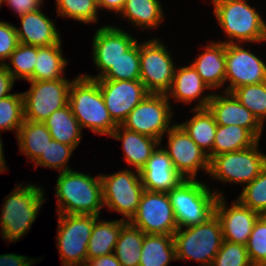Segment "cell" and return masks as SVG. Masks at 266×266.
<instances>
[{
  "label": "cell",
  "mask_w": 266,
  "mask_h": 266,
  "mask_svg": "<svg viewBox=\"0 0 266 266\" xmlns=\"http://www.w3.org/2000/svg\"><path fill=\"white\" fill-rule=\"evenodd\" d=\"M58 214L100 216L103 204L102 181L75 170L60 172L56 181Z\"/></svg>",
  "instance_id": "6da1fadb"
},
{
  "label": "cell",
  "mask_w": 266,
  "mask_h": 266,
  "mask_svg": "<svg viewBox=\"0 0 266 266\" xmlns=\"http://www.w3.org/2000/svg\"><path fill=\"white\" fill-rule=\"evenodd\" d=\"M68 105L81 128L99 135H110L118 126L110 117L96 80L79 75L69 88Z\"/></svg>",
  "instance_id": "7a4b0ae2"
},
{
  "label": "cell",
  "mask_w": 266,
  "mask_h": 266,
  "mask_svg": "<svg viewBox=\"0 0 266 266\" xmlns=\"http://www.w3.org/2000/svg\"><path fill=\"white\" fill-rule=\"evenodd\" d=\"M214 15L228 36L225 44L266 41V21L247 0H211ZM235 39V40H234ZM236 41V42H235Z\"/></svg>",
  "instance_id": "3957f363"
},
{
  "label": "cell",
  "mask_w": 266,
  "mask_h": 266,
  "mask_svg": "<svg viewBox=\"0 0 266 266\" xmlns=\"http://www.w3.org/2000/svg\"><path fill=\"white\" fill-rule=\"evenodd\" d=\"M44 192L36 184H19L7 195L0 215L2 239L14 242L28 233L44 203Z\"/></svg>",
  "instance_id": "277c9868"
},
{
  "label": "cell",
  "mask_w": 266,
  "mask_h": 266,
  "mask_svg": "<svg viewBox=\"0 0 266 266\" xmlns=\"http://www.w3.org/2000/svg\"><path fill=\"white\" fill-rule=\"evenodd\" d=\"M206 185L198 179H184L167 193L178 228L198 225L214 214L216 199L222 192L210 191Z\"/></svg>",
  "instance_id": "5b68a950"
},
{
  "label": "cell",
  "mask_w": 266,
  "mask_h": 266,
  "mask_svg": "<svg viewBox=\"0 0 266 266\" xmlns=\"http://www.w3.org/2000/svg\"><path fill=\"white\" fill-rule=\"evenodd\" d=\"M176 260H195L211 266L224 241L221 223L215 213L198 225L178 228L173 234Z\"/></svg>",
  "instance_id": "8992f818"
},
{
  "label": "cell",
  "mask_w": 266,
  "mask_h": 266,
  "mask_svg": "<svg viewBox=\"0 0 266 266\" xmlns=\"http://www.w3.org/2000/svg\"><path fill=\"white\" fill-rule=\"evenodd\" d=\"M57 247L62 266H76L87 262V245L96 215L57 214Z\"/></svg>",
  "instance_id": "52a82bcc"
},
{
  "label": "cell",
  "mask_w": 266,
  "mask_h": 266,
  "mask_svg": "<svg viewBox=\"0 0 266 266\" xmlns=\"http://www.w3.org/2000/svg\"><path fill=\"white\" fill-rule=\"evenodd\" d=\"M259 141L246 149L223 153L209 160L208 175L213 180L240 183L244 187L266 167V154L258 150Z\"/></svg>",
  "instance_id": "ba28073f"
},
{
  "label": "cell",
  "mask_w": 266,
  "mask_h": 266,
  "mask_svg": "<svg viewBox=\"0 0 266 266\" xmlns=\"http://www.w3.org/2000/svg\"><path fill=\"white\" fill-rule=\"evenodd\" d=\"M173 111L163 93H148L128 114L121 126L127 130L153 137L162 143L165 132L172 127Z\"/></svg>",
  "instance_id": "9c48e42d"
},
{
  "label": "cell",
  "mask_w": 266,
  "mask_h": 266,
  "mask_svg": "<svg viewBox=\"0 0 266 266\" xmlns=\"http://www.w3.org/2000/svg\"><path fill=\"white\" fill-rule=\"evenodd\" d=\"M100 178L104 207L124 215L122 219L129 222L136 214L144 192L139 171L124 169L110 175L101 174Z\"/></svg>",
  "instance_id": "30bf717a"
},
{
  "label": "cell",
  "mask_w": 266,
  "mask_h": 266,
  "mask_svg": "<svg viewBox=\"0 0 266 266\" xmlns=\"http://www.w3.org/2000/svg\"><path fill=\"white\" fill-rule=\"evenodd\" d=\"M140 81L149 93L166 94L175 74L173 59L165 44L155 38L139 43Z\"/></svg>",
  "instance_id": "8fae6325"
},
{
  "label": "cell",
  "mask_w": 266,
  "mask_h": 266,
  "mask_svg": "<svg viewBox=\"0 0 266 266\" xmlns=\"http://www.w3.org/2000/svg\"><path fill=\"white\" fill-rule=\"evenodd\" d=\"M28 82L30 89L22 93L25 120L43 123L54 111L68 104L72 81L67 78Z\"/></svg>",
  "instance_id": "7c38bea8"
},
{
  "label": "cell",
  "mask_w": 266,
  "mask_h": 266,
  "mask_svg": "<svg viewBox=\"0 0 266 266\" xmlns=\"http://www.w3.org/2000/svg\"><path fill=\"white\" fill-rule=\"evenodd\" d=\"M129 222L145 234L173 235L178 229L167 193L144 190L138 210Z\"/></svg>",
  "instance_id": "4fadbf2b"
},
{
  "label": "cell",
  "mask_w": 266,
  "mask_h": 266,
  "mask_svg": "<svg viewBox=\"0 0 266 266\" xmlns=\"http://www.w3.org/2000/svg\"><path fill=\"white\" fill-rule=\"evenodd\" d=\"M167 135V148H163L173 162L174 168L185 179H196L199 169L209 172L208 155L191 139L177 123L172 124Z\"/></svg>",
  "instance_id": "5bb4252c"
},
{
  "label": "cell",
  "mask_w": 266,
  "mask_h": 266,
  "mask_svg": "<svg viewBox=\"0 0 266 266\" xmlns=\"http://www.w3.org/2000/svg\"><path fill=\"white\" fill-rule=\"evenodd\" d=\"M240 44H225L226 76L228 87L224 92L249 84L266 81L265 62Z\"/></svg>",
  "instance_id": "9a60e30c"
},
{
  "label": "cell",
  "mask_w": 266,
  "mask_h": 266,
  "mask_svg": "<svg viewBox=\"0 0 266 266\" xmlns=\"http://www.w3.org/2000/svg\"><path fill=\"white\" fill-rule=\"evenodd\" d=\"M92 42L93 63L100 72L95 77L89 74L83 76L96 80L102 78L138 40L119 27L104 25L97 29Z\"/></svg>",
  "instance_id": "2e32d148"
},
{
  "label": "cell",
  "mask_w": 266,
  "mask_h": 266,
  "mask_svg": "<svg viewBox=\"0 0 266 266\" xmlns=\"http://www.w3.org/2000/svg\"><path fill=\"white\" fill-rule=\"evenodd\" d=\"M112 120L121 125L149 93L140 80H96Z\"/></svg>",
  "instance_id": "e0dca14e"
},
{
  "label": "cell",
  "mask_w": 266,
  "mask_h": 266,
  "mask_svg": "<svg viewBox=\"0 0 266 266\" xmlns=\"http://www.w3.org/2000/svg\"><path fill=\"white\" fill-rule=\"evenodd\" d=\"M225 199L224 195L218 196L214 208V213L221 223L223 239L246 245L260 214L244 206L238 199L227 209Z\"/></svg>",
  "instance_id": "ac0fdd59"
},
{
  "label": "cell",
  "mask_w": 266,
  "mask_h": 266,
  "mask_svg": "<svg viewBox=\"0 0 266 266\" xmlns=\"http://www.w3.org/2000/svg\"><path fill=\"white\" fill-rule=\"evenodd\" d=\"M222 94L213 92L207 106L213 114L217 125L244 127L260 140L263 125L232 93L223 91Z\"/></svg>",
  "instance_id": "d6986e66"
},
{
  "label": "cell",
  "mask_w": 266,
  "mask_h": 266,
  "mask_svg": "<svg viewBox=\"0 0 266 266\" xmlns=\"http://www.w3.org/2000/svg\"><path fill=\"white\" fill-rule=\"evenodd\" d=\"M144 190L168 193L185 178L174 168L168 153L161 144L139 171Z\"/></svg>",
  "instance_id": "ffe728a7"
},
{
  "label": "cell",
  "mask_w": 266,
  "mask_h": 266,
  "mask_svg": "<svg viewBox=\"0 0 266 266\" xmlns=\"http://www.w3.org/2000/svg\"><path fill=\"white\" fill-rule=\"evenodd\" d=\"M205 90H210V87L190 64L176 68L172 87L166 95L169 100L172 97L175 101H182L185 104L197 99L198 105L193 108H207L213 93L203 96Z\"/></svg>",
  "instance_id": "44dd1931"
},
{
  "label": "cell",
  "mask_w": 266,
  "mask_h": 266,
  "mask_svg": "<svg viewBox=\"0 0 266 266\" xmlns=\"http://www.w3.org/2000/svg\"><path fill=\"white\" fill-rule=\"evenodd\" d=\"M21 28L16 27L18 41L36 47L50 46L61 41L60 33L50 18L41 9L19 17Z\"/></svg>",
  "instance_id": "7402d4cb"
},
{
  "label": "cell",
  "mask_w": 266,
  "mask_h": 266,
  "mask_svg": "<svg viewBox=\"0 0 266 266\" xmlns=\"http://www.w3.org/2000/svg\"><path fill=\"white\" fill-rule=\"evenodd\" d=\"M191 65L210 89L221 88L226 76L225 43L207 44Z\"/></svg>",
  "instance_id": "603a6c76"
},
{
  "label": "cell",
  "mask_w": 266,
  "mask_h": 266,
  "mask_svg": "<svg viewBox=\"0 0 266 266\" xmlns=\"http://www.w3.org/2000/svg\"><path fill=\"white\" fill-rule=\"evenodd\" d=\"M111 137L122 141V148L125 153V161L140 171L152 153L161 144L159 140L134 131H130L118 125Z\"/></svg>",
  "instance_id": "cb8c5ba5"
},
{
  "label": "cell",
  "mask_w": 266,
  "mask_h": 266,
  "mask_svg": "<svg viewBox=\"0 0 266 266\" xmlns=\"http://www.w3.org/2000/svg\"><path fill=\"white\" fill-rule=\"evenodd\" d=\"M127 220L117 219L103 221L99 218L95 221L92 234L87 245V262L100 256L113 253L115 244Z\"/></svg>",
  "instance_id": "d4e9b609"
},
{
  "label": "cell",
  "mask_w": 266,
  "mask_h": 266,
  "mask_svg": "<svg viewBox=\"0 0 266 266\" xmlns=\"http://www.w3.org/2000/svg\"><path fill=\"white\" fill-rule=\"evenodd\" d=\"M193 117L179 125L191 137V139L212 158V148L215 140L217 123L208 108H192Z\"/></svg>",
  "instance_id": "484cf974"
},
{
  "label": "cell",
  "mask_w": 266,
  "mask_h": 266,
  "mask_svg": "<svg viewBox=\"0 0 266 266\" xmlns=\"http://www.w3.org/2000/svg\"><path fill=\"white\" fill-rule=\"evenodd\" d=\"M53 140L72 146L79 145L82 131L78 120L72 114L70 106L54 111L44 122Z\"/></svg>",
  "instance_id": "4316f807"
},
{
  "label": "cell",
  "mask_w": 266,
  "mask_h": 266,
  "mask_svg": "<svg viewBox=\"0 0 266 266\" xmlns=\"http://www.w3.org/2000/svg\"><path fill=\"white\" fill-rule=\"evenodd\" d=\"M62 40L59 43L37 47V57L32 77L28 81H48L64 78L67 59L63 57Z\"/></svg>",
  "instance_id": "83f0119b"
},
{
  "label": "cell",
  "mask_w": 266,
  "mask_h": 266,
  "mask_svg": "<svg viewBox=\"0 0 266 266\" xmlns=\"http://www.w3.org/2000/svg\"><path fill=\"white\" fill-rule=\"evenodd\" d=\"M176 260L173 235L145 234L139 266H168Z\"/></svg>",
  "instance_id": "f1b7e54d"
},
{
  "label": "cell",
  "mask_w": 266,
  "mask_h": 266,
  "mask_svg": "<svg viewBox=\"0 0 266 266\" xmlns=\"http://www.w3.org/2000/svg\"><path fill=\"white\" fill-rule=\"evenodd\" d=\"M139 28L152 29L163 22L164 12L159 0H125L119 13Z\"/></svg>",
  "instance_id": "f546056e"
},
{
  "label": "cell",
  "mask_w": 266,
  "mask_h": 266,
  "mask_svg": "<svg viewBox=\"0 0 266 266\" xmlns=\"http://www.w3.org/2000/svg\"><path fill=\"white\" fill-rule=\"evenodd\" d=\"M16 137L21 154H26V157L32 162L40 157L52 140L44 123L27 120L21 125Z\"/></svg>",
  "instance_id": "4dcf8cb0"
},
{
  "label": "cell",
  "mask_w": 266,
  "mask_h": 266,
  "mask_svg": "<svg viewBox=\"0 0 266 266\" xmlns=\"http://www.w3.org/2000/svg\"><path fill=\"white\" fill-rule=\"evenodd\" d=\"M259 140L246 128L238 125H217L212 157L239 151L255 145Z\"/></svg>",
  "instance_id": "1f68e13d"
},
{
  "label": "cell",
  "mask_w": 266,
  "mask_h": 266,
  "mask_svg": "<svg viewBox=\"0 0 266 266\" xmlns=\"http://www.w3.org/2000/svg\"><path fill=\"white\" fill-rule=\"evenodd\" d=\"M145 233L127 222L115 244L114 254L121 266H139Z\"/></svg>",
  "instance_id": "d6a6232c"
},
{
  "label": "cell",
  "mask_w": 266,
  "mask_h": 266,
  "mask_svg": "<svg viewBox=\"0 0 266 266\" xmlns=\"http://www.w3.org/2000/svg\"><path fill=\"white\" fill-rule=\"evenodd\" d=\"M231 93L264 125L266 119V81L238 87Z\"/></svg>",
  "instance_id": "836d02e7"
},
{
  "label": "cell",
  "mask_w": 266,
  "mask_h": 266,
  "mask_svg": "<svg viewBox=\"0 0 266 266\" xmlns=\"http://www.w3.org/2000/svg\"><path fill=\"white\" fill-rule=\"evenodd\" d=\"M37 57V47L19 43L17 48L10 54L9 62L3 66L11 73L14 79L28 81L34 71Z\"/></svg>",
  "instance_id": "e575fe53"
},
{
  "label": "cell",
  "mask_w": 266,
  "mask_h": 266,
  "mask_svg": "<svg viewBox=\"0 0 266 266\" xmlns=\"http://www.w3.org/2000/svg\"><path fill=\"white\" fill-rule=\"evenodd\" d=\"M57 16L68 17L82 23H97L98 3L96 0H55Z\"/></svg>",
  "instance_id": "d590c367"
},
{
  "label": "cell",
  "mask_w": 266,
  "mask_h": 266,
  "mask_svg": "<svg viewBox=\"0 0 266 266\" xmlns=\"http://www.w3.org/2000/svg\"><path fill=\"white\" fill-rule=\"evenodd\" d=\"M96 80H140L139 42L123 54L102 78Z\"/></svg>",
  "instance_id": "8d00e7d4"
},
{
  "label": "cell",
  "mask_w": 266,
  "mask_h": 266,
  "mask_svg": "<svg viewBox=\"0 0 266 266\" xmlns=\"http://www.w3.org/2000/svg\"><path fill=\"white\" fill-rule=\"evenodd\" d=\"M24 121L22 93H15L0 99V132L1 130H13L17 135Z\"/></svg>",
  "instance_id": "74e56055"
},
{
  "label": "cell",
  "mask_w": 266,
  "mask_h": 266,
  "mask_svg": "<svg viewBox=\"0 0 266 266\" xmlns=\"http://www.w3.org/2000/svg\"><path fill=\"white\" fill-rule=\"evenodd\" d=\"M237 199L260 215L266 214V167L252 182L243 187Z\"/></svg>",
  "instance_id": "f35d334b"
},
{
  "label": "cell",
  "mask_w": 266,
  "mask_h": 266,
  "mask_svg": "<svg viewBox=\"0 0 266 266\" xmlns=\"http://www.w3.org/2000/svg\"><path fill=\"white\" fill-rule=\"evenodd\" d=\"M74 150V147L52 139L34 164L36 163V167H49L60 172L72 170L67 165V162Z\"/></svg>",
  "instance_id": "ab89813d"
},
{
  "label": "cell",
  "mask_w": 266,
  "mask_h": 266,
  "mask_svg": "<svg viewBox=\"0 0 266 266\" xmlns=\"http://www.w3.org/2000/svg\"><path fill=\"white\" fill-rule=\"evenodd\" d=\"M246 248L253 266H266V214L254 223Z\"/></svg>",
  "instance_id": "60d3db41"
},
{
  "label": "cell",
  "mask_w": 266,
  "mask_h": 266,
  "mask_svg": "<svg viewBox=\"0 0 266 266\" xmlns=\"http://www.w3.org/2000/svg\"><path fill=\"white\" fill-rule=\"evenodd\" d=\"M211 266H253L246 245L224 240Z\"/></svg>",
  "instance_id": "b9f144b4"
},
{
  "label": "cell",
  "mask_w": 266,
  "mask_h": 266,
  "mask_svg": "<svg viewBox=\"0 0 266 266\" xmlns=\"http://www.w3.org/2000/svg\"><path fill=\"white\" fill-rule=\"evenodd\" d=\"M19 44L16 27L8 22L0 21V62L4 65L10 54Z\"/></svg>",
  "instance_id": "7bdbcfd3"
},
{
  "label": "cell",
  "mask_w": 266,
  "mask_h": 266,
  "mask_svg": "<svg viewBox=\"0 0 266 266\" xmlns=\"http://www.w3.org/2000/svg\"><path fill=\"white\" fill-rule=\"evenodd\" d=\"M43 2V0H5V3L10 6L19 17L36 11L41 7Z\"/></svg>",
  "instance_id": "ee69618b"
},
{
  "label": "cell",
  "mask_w": 266,
  "mask_h": 266,
  "mask_svg": "<svg viewBox=\"0 0 266 266\" xmlns=\"http://www.w3.org/2000/svg\"><path fill=\"white\" fill-rule=\"evenodd\" d=\"M34 263L36 264L37 261L27 256L14 253L0 255V266H31Z\"/></svg>",
  "instance_id": "f6af8a7d"
},
{
  "label": "cell",
  "mask_w": 266,
  "mask_h": 266,
  "mask_svg": "<svg viewBox=\"0 0 266 266\" xmlns=\"http://www.w3.org/2000/svg\"><path fill=\"white\" fill-rule=\"evenodd\" d=\"M14 82V77L2 66L0 68V99L13 94L9 92L12 90Z\"/></svg>",
  "instance_id": "bcb514c9"
},
{
  "label": "cell",
  "mask_w": 266,
  "mask_h": 266,
  "mask_svg": "<svg viewBox=\"0 0 266 266\" xmlns=\"http://www.w3.org/2000/svg\"><path fill=\"white\" fill-rule=\"evenodd\" d=\"M90 266H121L114 253L89 260Z\"/></svg>",
  "instance_id": "7dc6e473"
},
{
  "label": "cell",
  "mask_w": 266,
  "mask_h": 266,
  "mask_svg": "<svg viewBox=\"0 0 266 266\" xmlns=\"http://www.w3.org/2000/svg\"><path fill=\"white\" fill-rule=\"evenodd\" d=\"M97 3L99 10L105 8L119 14L124 6L125 0H98Z\"/></svg>",
  "instance_id": "c3c4849f"
},
{
  "label": "cell",
  "mask_w": 266,
  "mask_h": 266,
  "mask_svg": "<svg viewBox=\"0 0 266 266\" xmlns=\"http://www.w3.org/2000/svg\"><path fill=\"white\" fill-rule=\"evenodd\" d=\"M2 137L0 136V174L3 173L4 171H7L8 169L6 167V162H5V157H4V151H3V142H2Z\"/></svg>",
  "instance_id": "681fc988"
},
{
  "label": "cell",
  "mask_w": 266,
  "mask_h": 266,
  "mask_svg": "<svg viewBox=\"0 0 266 266\" xmlns=\"http://www.w3.org/2000/svg\"><path fill=\"white\" fill-rule=\"evenodd\" d=\"M76 266H90V264L88 262H85V263H81L80 265H76Z\"/></svg>",
  "instance_id": "f907efd6"
},
{
  "label": "cell",
  "mask_w": 266,
  "mask_h": 266,
  "mask_svg": "<svg viewBox=\"0 0 266 266\" xmlns=\"http://www.w3.org/2000/svg\"><path fill=\"white\" fill-rule=\"evenodd\" d=\"M5 3V0H0V6L1 4Z\"/></svg>",
  "instance_id": "816d5d0a"
}]
</instances>
